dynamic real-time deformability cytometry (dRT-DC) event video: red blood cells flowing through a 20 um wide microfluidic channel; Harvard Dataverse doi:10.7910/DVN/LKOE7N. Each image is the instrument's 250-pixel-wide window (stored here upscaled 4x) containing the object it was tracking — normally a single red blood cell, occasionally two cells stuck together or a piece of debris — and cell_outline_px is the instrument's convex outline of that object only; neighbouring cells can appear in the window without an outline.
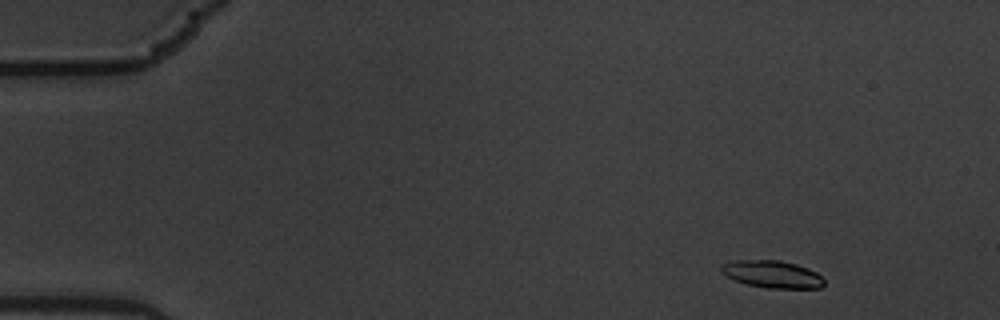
{"species": "common noctule bat (a hibernating species)", "species_latin": "Nyctalus noctula", "temperature_condition": "warm", "stored_images_in_passage": 14, "camera_frame_rate_fps": 3000, "um_per_image_px": 0.085, "animal": {"sex": "male", "body_mass_g": 19.5, "forearm_length_mm": 54.6}, "frame": {"image": 1, "passage_image": 1, "time_ms": 0.0, "image_size_px": [1000, 320], "cell_outline_px": [[824, 284], [820, 288], [768, 288], [744, 284], [728, 276], [720, 268], [720, 264], [736, 260], [780, 260], [796, 264], [808, 268], [816, 272], [824, 280]], "centroid_in_image_um": [65.65, 23.3], "position_along_channel_um": 19.3, "area_um2": 16.3}}
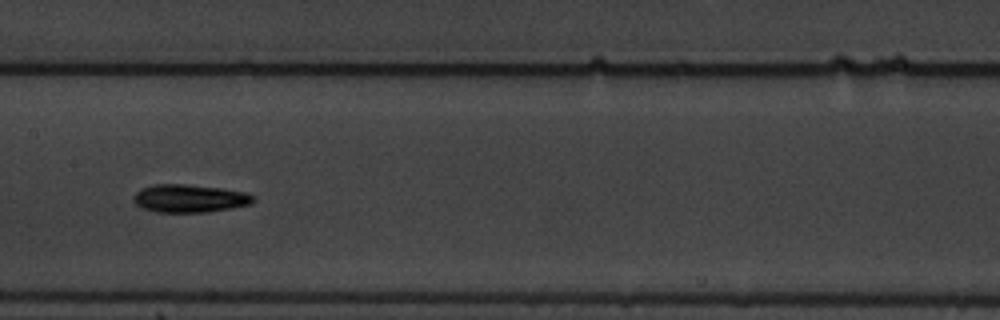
{"frame": {"image": 2, "passage_image": 7, "time_ms": 2.0, "image_size_px": [1000, 320], "cell_outline_px": [[256, 200], [252, 204], [232, 208], [204, 212], [156, 212], [140, 208], [132, 200], [132, 196], [140, 188], [152, 184], [184, 184], [220, 188], [244, 192], [252, 196]], "centroid_in_image_um": [16.05, 16.86], "position_along_channel_um": 191.3, "area_um2": 19.65}}
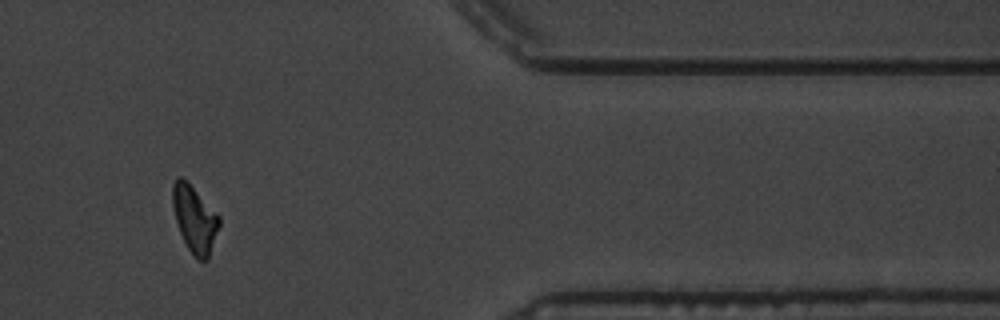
{"frame": {"image": 3, "passage_image": 12, "time_ms": 3.667, "image_size_px": [1000, 320], "cell_outline_px": [[220, 224], [208, 260], [200, 260], [188, 248], [180, 232], [176, 220], [172, 204], [172, 184], [176, 176], [180, 176], [220, 216]], "centroid_in_image_um": [16.54, 18.62], "position_along_channel_um": 394.9, "area_um2": 17.63}}